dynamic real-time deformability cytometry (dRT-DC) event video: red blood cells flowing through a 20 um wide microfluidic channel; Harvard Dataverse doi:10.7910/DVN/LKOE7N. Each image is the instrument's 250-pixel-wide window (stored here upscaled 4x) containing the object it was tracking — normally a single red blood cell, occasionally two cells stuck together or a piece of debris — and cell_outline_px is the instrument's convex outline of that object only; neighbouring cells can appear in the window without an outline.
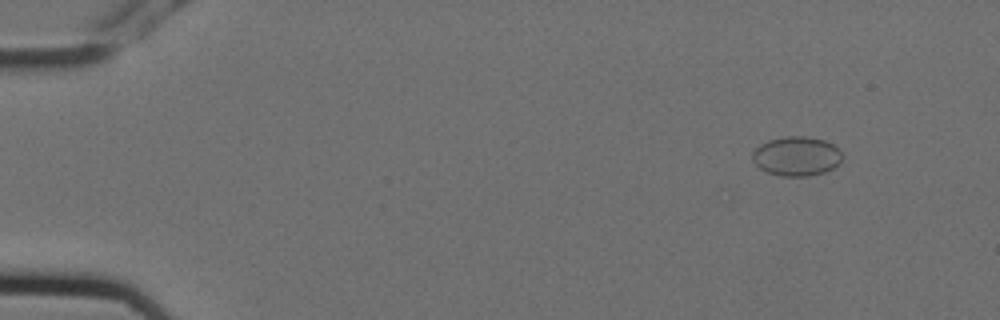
{"species": "Egyptian fruit bat (a non-hibernating species)", "species_latin": "Rousettus aegyptiacus", "temperature_condition": "cold", "stored_images_in_passage": 5, "camera_frame_rate_fps": 3000, "um_per_image_px": 0.085, "animal": {"sex": "female"}, "frame": {"image": 1, "passage_image": 1, "time_ms": 0.0, "image_size_px": [1000, 320], "cell_outline_px": [[844, 156], [840, 164], [824, 172], [808, 176], [780, 176], [768, 172], [760, 168], [752, 160], [752, 152], [760, 144], [768, 140], [788, 136], [804, 136], [824, 140], [832, 144]], "centroid_in_image_um": [67.71, 13.28], "position_along_channel_um": 17.3, "area_um2": 20.58}}
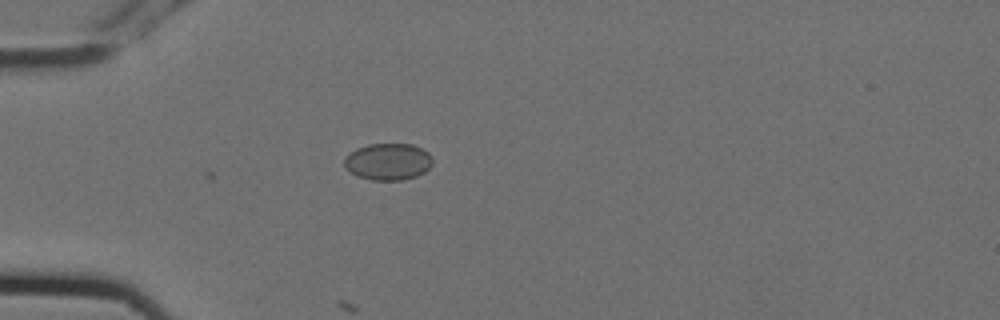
{"frame": {"image": 2, "passage_image": 4, "time_ms": 1.0, "image_size_px": [1000, 320], "cell_outline_px": [[432, 164], [424, 172], [416, 176], [404, 180], [372, 180], [356, 176], [344, 164], [344, 156], [348, 152], [356, 148], [368, 144], [412, 144], [428, 152], [432, 156]], "centroid_in_image_um": [32.97, 13.73], "position_along_channel_um": 52.0, "area_um2": 19.02}}